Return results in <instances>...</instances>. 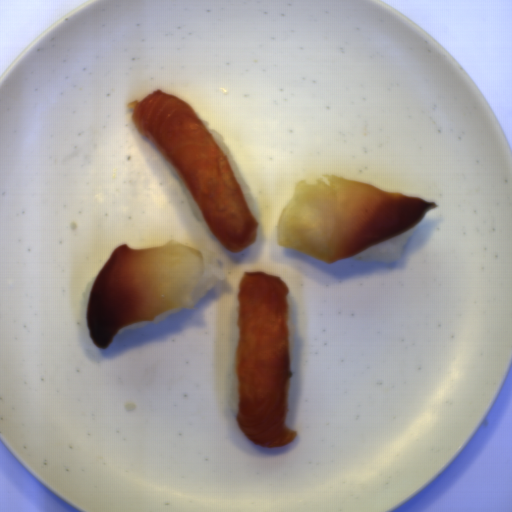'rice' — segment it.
<instances>
[{
  "label": "rice",
  "mask_w": 512,
  "mask_h": 512,
  "mask_svg": "<svg viewBox=\"0 0 512 512\" xmlns=\"http://www.w3.org/2000/svg\"><path fill=\"white\" fill-rule=\"evenodd\" d=\"M419 220L387 241L364 249L349 257L365 264H391L400 258L408 240L414 236Z\"/></svg>",
  "instance_id": "rice-1"
},
{
  "label": "rice",
  "mask_w": 512,
  "mask_h": 512,
  "mask_svg": "<svg viewBox=\"0 0 512 512\" xmlns=\"http://www.w3.org/2000/svg\"><path fill=\"white\" fill-rule=\"evenodd\" d=\"M182 244L199 249L203 257L204 271L200 280L194 285L191 291V298L194 305L202 300L220 281L226 279L227 271L222 269L212 249L188 241H183Z\"/></svg>",
  "instance_id": "rice-2"
},
{
  "label": "rice",
  "mask_w": 512,
  "mask_h": 512,
  "mask_svg": "<svg viewBox=\"0 0 512 512\" xmlns=\"http://www.w3.org/2000/svg\"><path fill=\"white\" fill-rule=\"evenodd\" d=\"M202 122L206 126V128L208 129L210 134L213 136L219 149L221 150L226 162L228 163L232 173L234 174V176L241 188L242 196L251 212V210L253 208V204H254V200H253L251 191H250L247 183L245 182L233 156L231 155L230 151L228 150L223 136L217 130H215L213 128H209L208 121H202Z\"/></svg>",
  "instance_id": "rice-3"
},
{
  "label": "rice",
  "mask_w": 512,
  "mask_h": 512,
  "mask_svg": "<svg viewBox=\"0 0 512 512\" xmlns=\"http://www.w3.org/2000/svg\"><path fill=\"white\" fill-rule=\"evenodd\" d=\"M167 166L170 168V170L172 171V173L174 174V176L176 177V179L179 181V183L182 185L184 191H185V194H186V198H187V202L193 212V214L195 215V217L200 221V222H207L205 216L203 215L198 203L196 202L190 188L187 186V184L184 182V180L181 178V176L177 173V171L174 169V167L171 165V163L167 160V158L165 156H163ZM208 223V222H207Z\"/></svg>",
  "instance_id": "rice-4"
},
{
  "label": "rice",
  "mask_w": 512,
  "mask_h": 512,
  "mask_svg": "<svg viewBox=\"0 0 512 512\" xmlns=\"http://www.w3.org/2000/svg\"><path fill=\"white\" fill-rule=\"evenodd\" d=\"M181 309H183V308H180V307L179 308H172V309H170V310H168V311H166V312L156 316L153 321H145L144 320V321L128 324L125 327H123L120 330H118L117 334H122V333L127 332V331L132 330V329L144 328L147 324L159 323L161 321H164L172 313L178 312Z\"/></svg>",
  "instance_id": "rice-5"
},
{
  "label": "rice",
  "mask_w": 512,
  "mask_h": 512,
  "mask_svg": "<svg viewBox=\"0 0 512 512\" xmlns=\"http://www.w3.org/2000/svg\"><path fill=\"white\" fill-rule=\"evenodd\" d=\"M294 306L291 298H286V324H287V339L289 351L294 343V335L296 333L294 321L292 318Z\"/></svg>",
  "instance_id": "rice-6"
},
{
  "label": "rice",
  "mask_w": 512,
  "mask_h": 512,
  "mask_svg": "<svg viewBox=\"0 0 512 512\" xmlns=\"http://www.w3.org/2000/svg\"><path fill=\"white\" fill-rule=\"evenodd\" d=\"M99 275H96L94 278H92L88 282V284L78 302L79 307H80V316H81L82 320H85L87 322H89L88 304H89V300H90L92 287H93V284L96 281V279L99 277Z\"/></svg>",
  "instance_id": "rice-7"
}]
</instances>
